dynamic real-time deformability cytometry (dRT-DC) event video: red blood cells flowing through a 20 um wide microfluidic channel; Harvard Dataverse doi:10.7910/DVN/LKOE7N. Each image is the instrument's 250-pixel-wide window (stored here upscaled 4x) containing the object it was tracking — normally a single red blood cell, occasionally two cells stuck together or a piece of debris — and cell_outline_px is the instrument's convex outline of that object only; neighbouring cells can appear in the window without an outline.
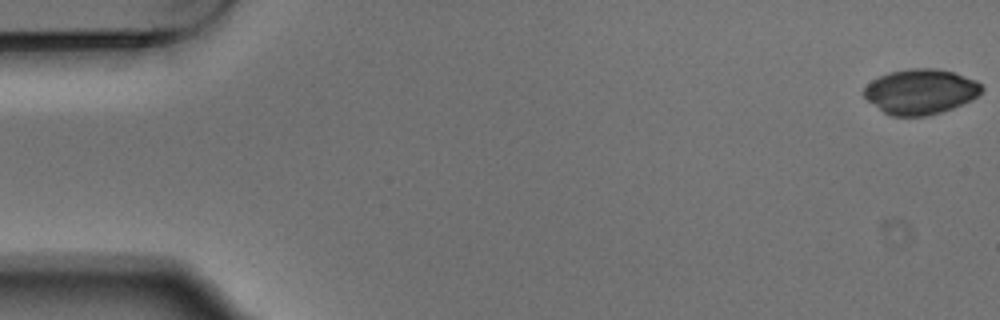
{"species": "Egyptian fruit bat (a non-hibernating species)", "species_latin": "Rousettus aegyptiacus", "temperature_condition": "warm", "stored_images_in_passage": 5, "camera_frame_rate_fps": 3000, "um_per_image_px": 0.085, "animal": {"sex": "male"}, "frame": {"image": 1, "passage_image": 1, "time_ms": 0.0, "image_size_px": [1000, 320], "cell_outline_px": [[984, 88], [972, 100], [952, 108], [928, 116], [892, 116], [884, 112], [868, 100], [864, 96], [864, 88], [872, 80], [888, 72], [908, 68], [936, 68], [952, 72], [976, 80]], "centroid_in_image_um": [78.24, 7.78], "position_along_channel_um": 6.8, "area_um2": 30.81}}